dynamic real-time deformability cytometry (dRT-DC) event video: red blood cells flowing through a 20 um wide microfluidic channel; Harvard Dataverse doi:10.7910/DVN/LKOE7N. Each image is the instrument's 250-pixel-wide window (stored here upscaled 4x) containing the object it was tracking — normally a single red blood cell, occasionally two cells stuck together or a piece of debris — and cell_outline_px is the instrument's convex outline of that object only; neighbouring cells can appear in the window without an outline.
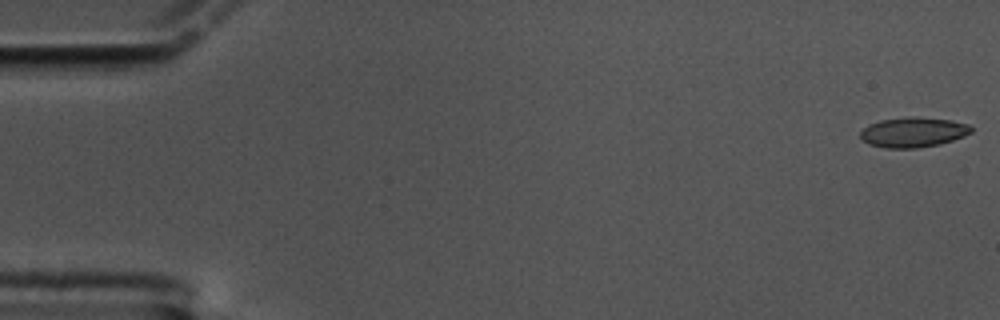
{"species": "common noctule bat (a hibernating species)", "species_latin": "Nyctalus noctula", "temperature_condition": "cold", "stored_images_in_passage": 60, "camera_frame_rate_fps": 3000, "um_per_image_px": 0.085, "animal": {"sex": "male", "body_mass_g": 17.5, "forearm_length_mm": 52.3}, "frame": {"image": 1, "passage_image": 1, "time_ms": 0.0, "image_size_px": [1000, 320], "cell_outline_px": [[972, 132], [964, 136], [940, 144], [916, 148], [888, 148], [872, 144], [864, 140], [860, 136], [860, 132], [868, 124], [880, 120], [908, 116], [916, 116], [952, 120], [968, 124], [972, 128]], "centroid_in_image_um": [77.64, 11.22], "position_along_channel_um": 7.4, "area_um2": 19.36}}
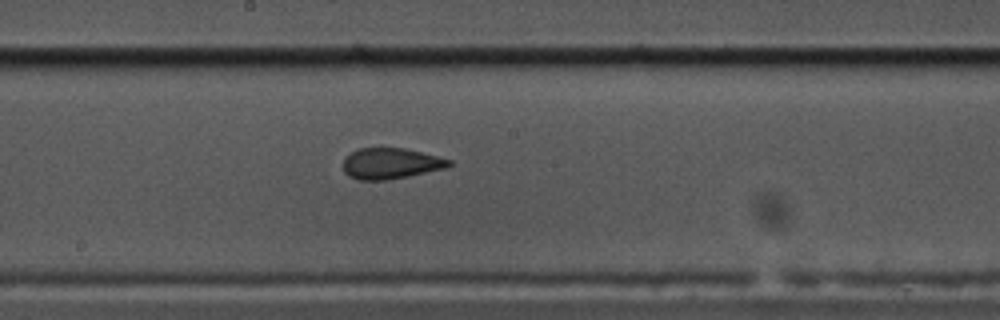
{"frame": {"image": 2, "passage_image": 32, "time_ms": 10.333, "image_size_px": [1000, 320], "cell_outline_px": [[452, 164], [448, 168], [408, 176], [384, 180], [360, 180], [348, 176], [344, 172], [344, 160], [352, 152], [360, 148], [404, 148], [452, 160]], "centroid_in_image_um": [33.23, 13.9], "position_along_channel_um": 215.0, "area_um2": 18.9}}
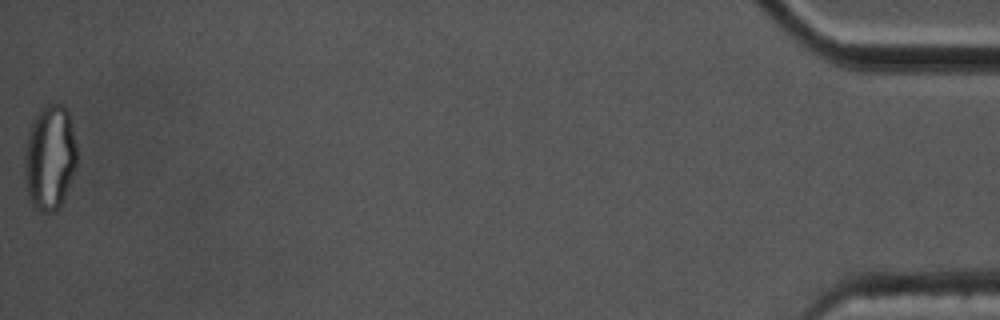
{"frame": {"image": 3, "passage_image": 60, "time_ms": 19.667, "image_size_px": [1000, 320], "cell_outline_px": [[76, 164], [72, 176], [64, 196], [60, 204], [52, 212], [40, 212], [32, 204], [28, 192], [24, 172], [24, 156], [28, 136], [32, 120], [40, 108], [44, 104], [64, 104], [68, 112], [76, 144]], "centroid_in_image_um": [4.22, 13.34], "position_along_channel_um": 431.0, "area_um2": 31.73}, "authors_computed_cell_mechanics": {"area_um2": 19.5942, "velocity_mm_per_s": 3.366, "shape_relaxation_time_tau1_ms": null, "shape_relaxation_time_tau2_ms": 1.5035, "deformation_change_tau1": null, "deformation_change_tau2": 0.0681}}